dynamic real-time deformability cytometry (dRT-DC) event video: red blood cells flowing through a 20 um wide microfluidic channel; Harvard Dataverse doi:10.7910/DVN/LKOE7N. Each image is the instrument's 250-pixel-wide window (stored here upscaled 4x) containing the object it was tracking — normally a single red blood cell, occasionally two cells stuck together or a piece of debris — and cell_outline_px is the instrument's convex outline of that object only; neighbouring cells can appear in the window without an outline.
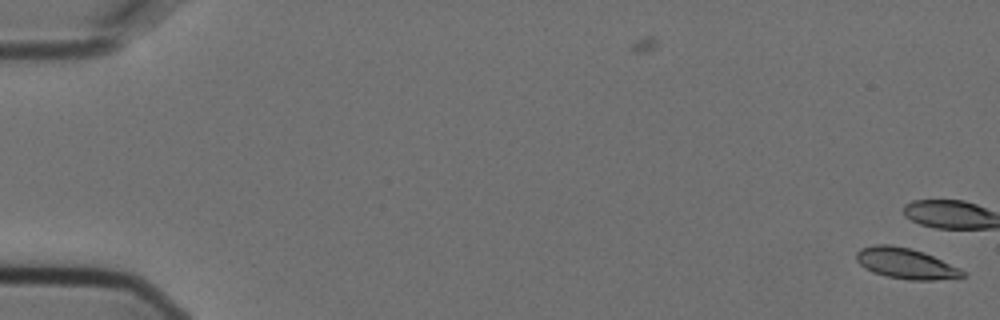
{"species": "Egyptian fruit bat (a non-hibernating species)", "species_latin": "Rousettus aegyptiacus", "temperature_condition": "cold", "stored_images_in_passage": 2, "camera_frame_rate_fps": 3000, "um_per_image_px": 0.085, "animal": {"sex": "female"}, "frame": {"image": 1, "passage_image": 2, "time_ms": 0.333, "image_size_px": [1000, 320], "cell_outline_px": [[968, 276], [932, 280], [908, 280], [888, 276], [872, 272], [864, 268], [856, 260], [856, 252], [860, 248], [876, 244], [892, 244], [912, 248], [924, 252], [960, 268]], "centroid_in_image_um": [76.97, 22.38], "position_along_channel_um": 8.0, "area_um2": 19.13}}